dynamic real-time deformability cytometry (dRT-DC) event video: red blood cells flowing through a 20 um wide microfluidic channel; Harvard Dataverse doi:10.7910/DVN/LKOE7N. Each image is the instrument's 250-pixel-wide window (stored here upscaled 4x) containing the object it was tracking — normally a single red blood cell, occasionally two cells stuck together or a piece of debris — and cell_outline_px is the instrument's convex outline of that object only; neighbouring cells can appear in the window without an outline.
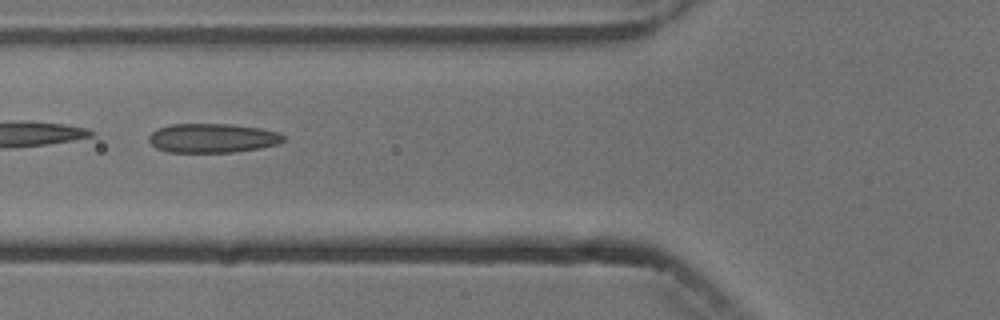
{"species": "common noctule bat (a hibernating species)", "species_latin": "Nyctalus noctula", "temperature_condition": "cold", "stored_images_in_passage": 6, "camera_frame_rate_fps": 3000, "um_per_image_px": 0.085, "animal": {"sex": "male", "body_mass_g": 13.3}, "frame": {"image": 1, "passage_image": 6, "time_ms": 5.667, "image_size_px": [1000, 320], "cell_outline_px": [[284, 140], [280, 144], [260, 148], [232, 152], [168, 152], [156, 148], [148, 140], [148, 136], [152, 132], [168, 124], [232, 124], [260, 128], [280, 132], [284, 136]], "centroid_in_image_um": [18.08, 11.73], "position_along_channel_um": 107.7, "area_um2": 23.0}}